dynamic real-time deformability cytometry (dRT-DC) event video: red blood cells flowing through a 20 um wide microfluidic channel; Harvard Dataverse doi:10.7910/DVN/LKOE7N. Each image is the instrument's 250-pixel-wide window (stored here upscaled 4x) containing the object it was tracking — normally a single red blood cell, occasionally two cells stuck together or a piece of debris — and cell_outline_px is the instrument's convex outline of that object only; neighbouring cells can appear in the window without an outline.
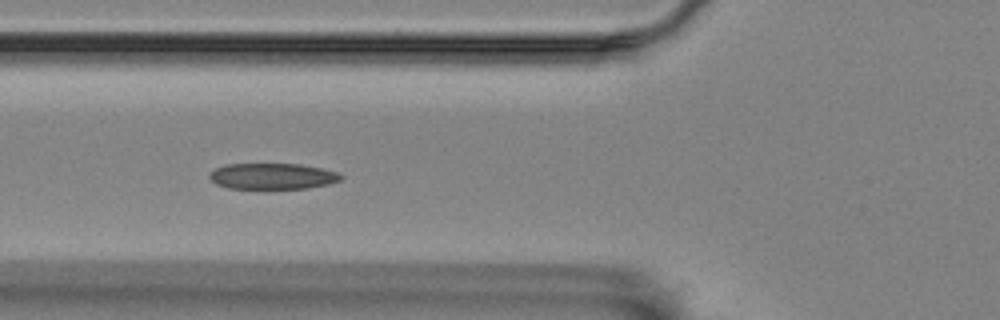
{"species": "Egyptian fruit bat (a non-hibernating species)", "species_latin": "Rousettus aegyptiacus", "temperature_condition": "room temperature", "stored_images_in_passage": 8, "camera_frame_rate_fps": 3000, "um_per_image_px": 0.085, "animal": {"sex": "female"}, "frame": {"image": 1, "passage_image": 5, "time_ms": 1.333, "image_size_px": [1000, 320], "cell_outline_px": [[344, 176], [340, 180], [328, 184], [308, 188], [228, 188], [216, 184], [208, 176], [216, 168], [224, 164], [300, 164], [340, 172]], "centroid_in_image_um": [23.18, 14.97], "position_along_channel_um": 102.6, "area_um2": 19.83}}
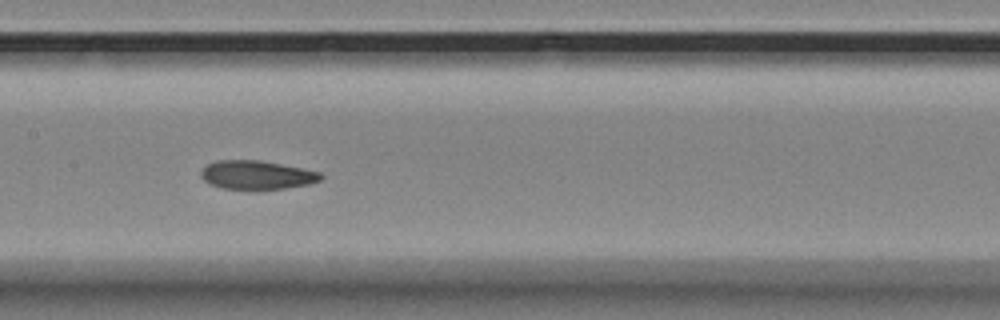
{"frame": {"image": 2, "passage_image": 7, "time_ms": 2.0, "image_size_px": [1000, 320], "cell_outline_px": [[324, 176], [320, 180], [308, 184], [284, 188], [256, 192], [220, 188], [204, 180], [200, 176], [200, 172], [208, 164], [216, 160], [260, 160], [320, 172]], "centroid_in_image_um": [21.8, 14.91], "position_along_channel_um": 185.6, "area_um2": 20.52}}
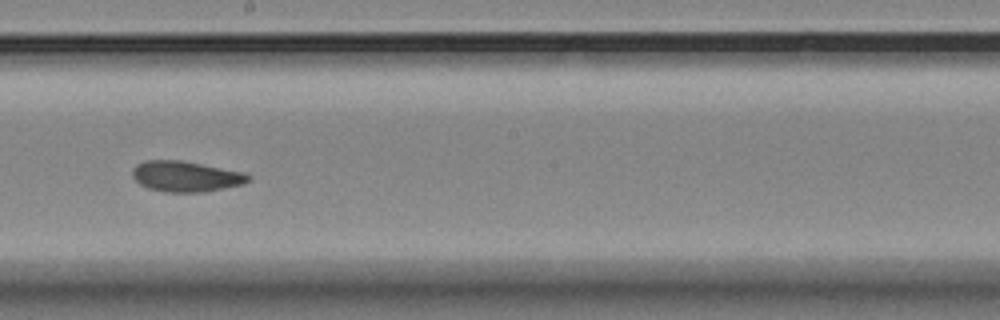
{"frame": {"image": 3, "passage_image": 8, "time_ms": 2.333, "image_size_px": [1000, 320], "cell_outline_px": [[252, 176], [244, 184], [204, 192], [164, 192], [148, 188], [140, 184], [132, 176], [132, 168], [136, 164], [144, 160], [180, 160], [244, 172]], "centroid_in_image_um": [15.77, 14.99], "position_along_channel_um": 232.4, "area_um2": 20.75}}